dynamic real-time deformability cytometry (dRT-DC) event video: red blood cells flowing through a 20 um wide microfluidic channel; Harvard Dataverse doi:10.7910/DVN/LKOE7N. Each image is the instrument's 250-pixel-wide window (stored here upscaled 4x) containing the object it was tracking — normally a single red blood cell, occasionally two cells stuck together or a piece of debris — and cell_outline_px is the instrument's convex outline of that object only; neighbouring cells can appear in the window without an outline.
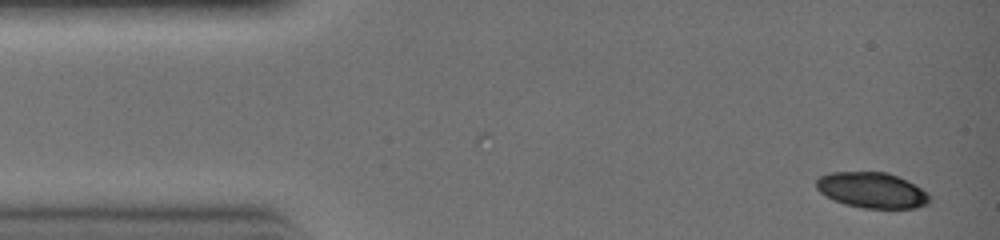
{"species": "common noctule bat (a hibernating species)", "species_latin": "Nyctalus noctula", "temperature_condition": "warm", "stored_images_in_passage": 8, "camera_frame_rate_fps": 3000, "um_per_image_px": 0.085, "animal": {"sex": "female", "body_mass_g": 19.0, "forearm_length_mm": 51.5}, "frame": {"image": 1, "passage_image": 1, "time_ms": 0.0, "image_size_px": [1000, 240], "cell_outline_px": [[932, 200], [928, 204], [916, 208], [864, 208], [844, 204], [832, 200], [820, 192], [816, 188], [816, 180], [820, 176], [828, 172], [888, 172], [928, 192]], "centroid_in_image_um": [74.1, 16.17], "position_along_channel_um": 10.9, "area_um2": 23.58}}
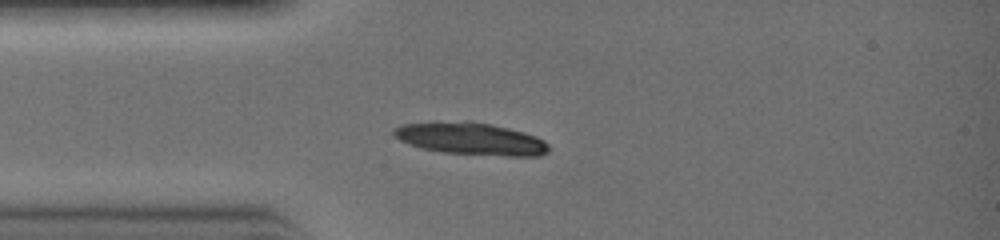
{"frame": {"image": 2, "passage_image": 7, "time_ms": 2.0, "image_size_px": [1000, 240], "cell_outline_px": [[548, 152], [540, 156], [508, 156], [440, 152], [408, 144], [400, 140], [392, 132], [392, 128], [400, 124], [468, 120], [472, 120], [492, 124], [524, 132], [536, 136], [544, 140], [548, 144]], "centroid_in_image_um": [40.03, 11.78], "position_along_channel_um": 45.0, "area_um2": 29.3}}